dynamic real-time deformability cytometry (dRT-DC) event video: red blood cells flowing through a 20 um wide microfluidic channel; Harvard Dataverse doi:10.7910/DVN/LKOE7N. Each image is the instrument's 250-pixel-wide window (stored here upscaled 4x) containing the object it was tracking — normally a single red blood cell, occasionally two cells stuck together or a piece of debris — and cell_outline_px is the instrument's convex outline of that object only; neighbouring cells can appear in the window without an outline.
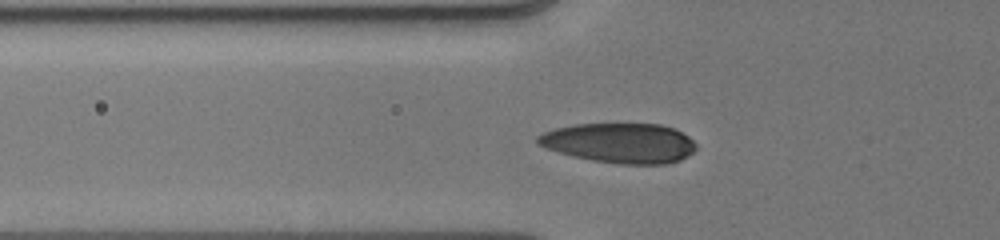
{"species": "human", "species_latin": "Homo sapiens", "temperature_condition": "cold", "stored_images_in_passage": 54, "segment_of_instrument_passage": [1, 2], "camera_frame_rate_fps": 3000, "um_per_image_px": 0.085, "donor": {"sex": "male"}, "frame": {"image": 1, "passage_image": 7, "time_ms": 3.0, "image_size_px": [1000, 240], "cell_outline_px": [[696, 148], [688, 156], [680, 160], [668, 164], [620, 164], [592, 160], [572, 156], [536, 144], [536, 136], [544, 132], [556, 128], [572, 124], [660, 124], [676, 128], [688, 136], [696, 144]], "centroid_in_image_um": [52.7, 12.15], "position_along_channel_um": 73.1, "area_um2": 36.93}}
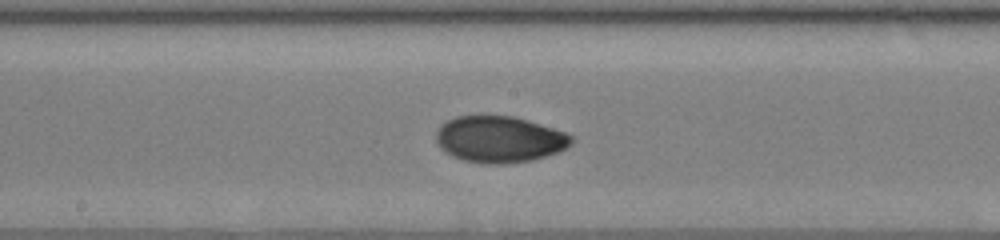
{"frame": {"image": 2, "passage_image": 20, "time_ms": 6.333, "image_size_px": [1000, 240], "cell_outline_px": [[572, 144], [568, 148], [560, 152], [532, 160], [500, 164], [480, 164], [464, 160], [452, 156], [444, 152], [440, 148], [436, 140], [436, 132], [448, 120], [456, 116], [480, 112], [512, 116], [528, 120], [568, 132], [572, 136]], "centroid_in_image_um": [42.46, 11.81], "position_along_channel_um": 205.7, "area_um2": 37.63}}
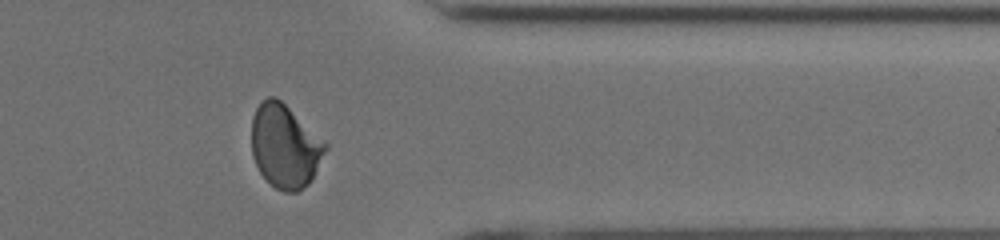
{"frame": {"image": 3, "passage_image": 40, "time_ms": 11.0, "image_size_px": [1000, 240], "cell_outline_px": [[328, 148], [312, 180], [308, 184], [296, 192], [284, 192], [276, 188], [260, 172], [252, 156], [252, 116], [256, 108], [268, 96], [276, 96], [328, 144]], "centroid_in_image_um": [24.23, 12.43], "position_along_channel_um": 387.2, "area_um2": 35.72}}